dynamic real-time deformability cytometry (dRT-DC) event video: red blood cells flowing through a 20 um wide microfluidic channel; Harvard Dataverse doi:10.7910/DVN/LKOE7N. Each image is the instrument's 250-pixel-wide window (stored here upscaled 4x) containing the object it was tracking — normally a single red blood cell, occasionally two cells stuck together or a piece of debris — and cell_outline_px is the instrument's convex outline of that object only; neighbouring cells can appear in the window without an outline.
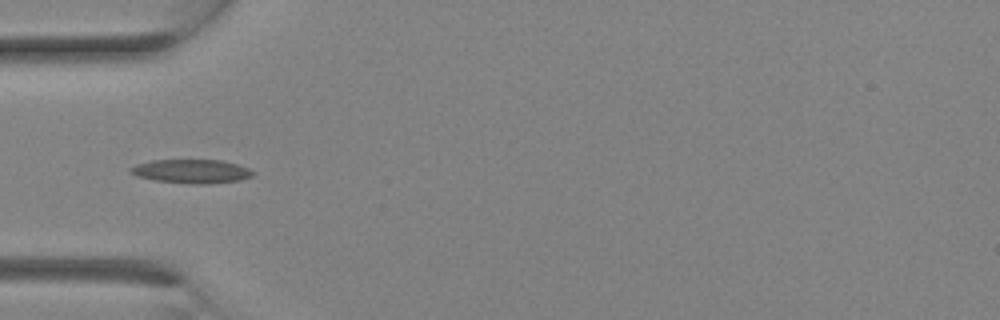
{"species": "Egyptian fruit bat (a non-hibernating species)", "species_latin": "Rousettus aegyptiacus", "temperature_condition": "room temperature", "stored_images_in_passage": 11, "camera_frame_rate_fps": 3000, "um_per_image_px": 0.085, "animal": {"sex": "female"}, "frame": {"image": 1, "passage_image": 8, "time_ms": 2.333, "image_size_px": [1000, 320], "cell_outline_px": [[256, 172], [252, 176], [240, 180], [208, 184], [192, 184], [156, 180], [136, 176], [128, 172], [128, 168], [136, 164], [152, 160], [224, 160], [248, 168]], "centroid_in_image_um": [16.27, 14.56], "position_along_channel_um": 68.7, "area_um2": 17.11}}
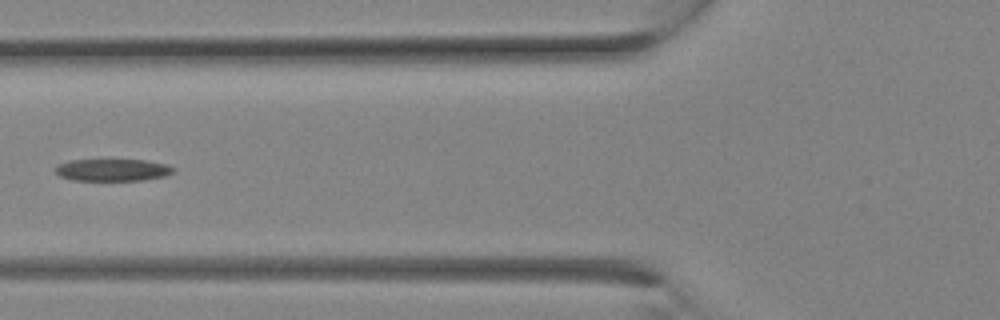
{"frame": {"image": 2, "passage_image": 10, "time_ms": 3.0, "image_size_px": [1000, 320], "cell_outline_px": [[176, 172], [164, 176], [144, 180], [72, 180], [60, 176], [56, 172], [56, 164], [68, 160], [144, 160], [164, 164], [176, 168]], "centroid_in_image_um": [9.57, 14.44], "position_along_channel_um": 116.2, "area_um2": 15.2}}